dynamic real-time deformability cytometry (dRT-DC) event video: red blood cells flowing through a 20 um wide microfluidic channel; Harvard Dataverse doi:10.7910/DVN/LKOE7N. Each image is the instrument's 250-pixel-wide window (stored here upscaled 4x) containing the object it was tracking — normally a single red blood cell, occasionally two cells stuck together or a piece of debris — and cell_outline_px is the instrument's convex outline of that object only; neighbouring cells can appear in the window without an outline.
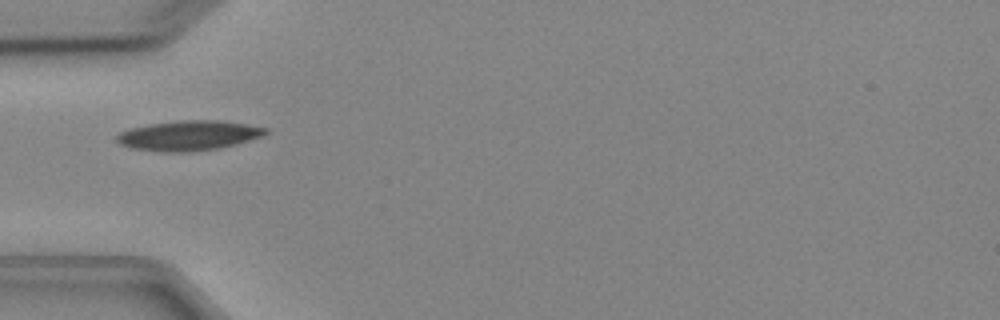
{"species": "Egyptian fruit bat (a non-hibernating species)", "species_latin": "Rousettus aegyptiacus", "temperature_condition": "cold", "stored_images_in_passage": 5, "camera_frame_rate_fps": 3000, "um_per_image_px": 0.085, "animal": {"sex": "female"}, "frame": {"image": 1, "passage_image": 5, "time_ms": 4.667, "image_size_px": [1000, 320], "cell_outline_px": [[268, 132], [264, 136], [236, 144], [220, 148], [188, 152], [160, 152], [132, 148], [120, 144], [116, 140], [116, 136], [120, 132], [132, 128], [148, 124], [180, 120], [220, 120], [268, 128]], "centroid_in_image_um": [16.05, 11.52], "position_along_channel_um": 69.0, "area_um2": 26.01}}